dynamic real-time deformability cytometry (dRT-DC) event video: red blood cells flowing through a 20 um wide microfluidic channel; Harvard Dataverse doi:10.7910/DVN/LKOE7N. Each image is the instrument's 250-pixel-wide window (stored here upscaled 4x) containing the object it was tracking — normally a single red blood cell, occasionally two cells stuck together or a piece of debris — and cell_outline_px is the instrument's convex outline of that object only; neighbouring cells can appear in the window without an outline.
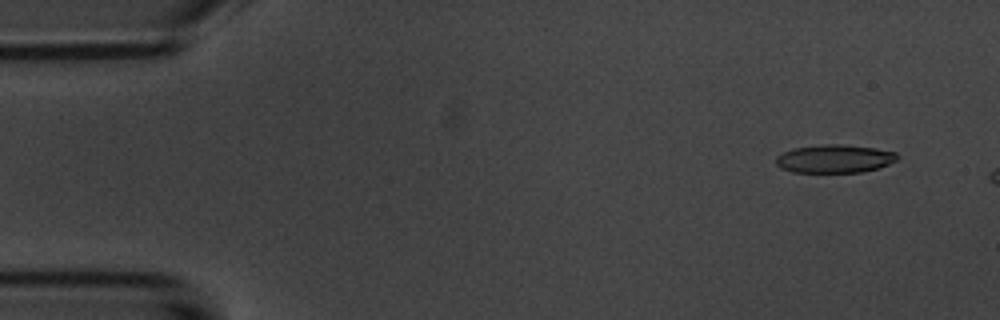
{"species": "common noctule bat (a hibernating species)", "species_latin": "Nyctalus noctula", "temperature_condition": "room temperature", "stored_images_in_passage": 2, "camera_frame_rate_fps": 3000, "um_per_image_px": 0.085, "animal": {"sex": "male", "body_mass_g": 20.1, "forearm_length_mm": 53.5}, "frame": {"image": 1, "passage_image": 1, "time_ms": 0.0, "image_size_px": [1000, 320], "cell_outline_px": [[900, 156], [896, 160], [880, 168], [860, 172], [792, 172], [780, 168], [776, 164], [776, 156], [792, 148], [820, 144], [840, 144], [876, 148], [896, 152]], "centroid_in_image_um": [70.94, 13.49], "position_along_channel_um": 14.1, "area_um2": 20.11}}